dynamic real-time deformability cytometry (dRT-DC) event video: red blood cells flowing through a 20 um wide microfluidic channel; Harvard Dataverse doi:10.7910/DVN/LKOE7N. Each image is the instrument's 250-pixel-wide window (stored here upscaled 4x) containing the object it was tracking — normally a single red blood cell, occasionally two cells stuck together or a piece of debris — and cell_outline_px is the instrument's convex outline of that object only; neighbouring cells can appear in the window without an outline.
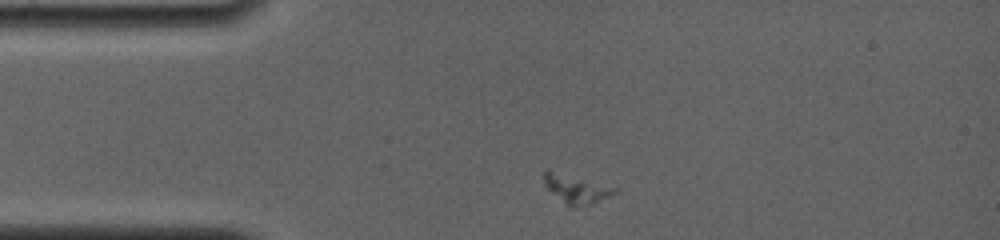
{"species": "common noctule bat (a hibernating species)", "species_latin": "Nyctalus noctula", "temperature_condition": "room temperature", "stored_images_in_passage": 79, "camera_frame_rate_fps": 4000, "um_per_image_px": 0.085, "animal": {"sex": "female", "body_mass_g": 19.0, "forearm_length_mm": 56.7}, "frame": {"image": 1, "passage_image": 1, "time_ms": 0.0, "image_size_px": [1000, 240], "cell_outline_px": [[620, 188], [616, 192], [596, 204], [572, 208], [568, 208], [544, 184], [544, 172], [548, 168]], "centroid_in_image_um": [49.01, 16.07], "position_along_channel_um": 36.0, "area_um2": 12.31}}
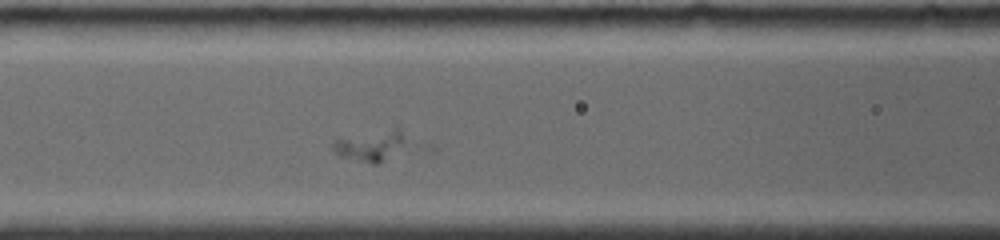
{"frame": {"image": 2, "passage_image": 23, "time_ms": 3.5, "image_size_px": [1000, 240], "cell_outline_px": [[404, 140], [384, 160], [376, 164], [372, 164], [344, 156], [336, 152], [332, 148], [332, 144], [336, 136], [392, 128], [396, 128], [400, 132]], "centroid_in_image_um": [31.33, 12.32], "position_along_channel_um": 135.3, "area_um2": 12.54}}
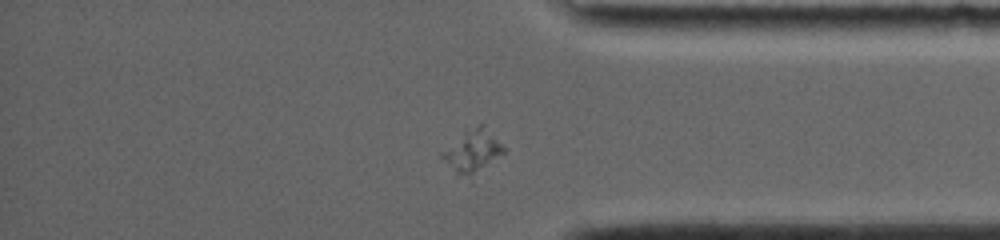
{"frame": {"image": 3, "passage_image": 68, "time_ms": 10.75, "image_size_px": [1000, 240], "cell_outline_px": [[504, 152], [472, 172], [456, 172], [440, 156], [440, 152], [464, 132], [480, 124], [484, 124], [504, 148]], "centroid_in_image_um": [40.13, 12.73], "position_along_channel_um": 395.1, "area_um2": 13.64}}